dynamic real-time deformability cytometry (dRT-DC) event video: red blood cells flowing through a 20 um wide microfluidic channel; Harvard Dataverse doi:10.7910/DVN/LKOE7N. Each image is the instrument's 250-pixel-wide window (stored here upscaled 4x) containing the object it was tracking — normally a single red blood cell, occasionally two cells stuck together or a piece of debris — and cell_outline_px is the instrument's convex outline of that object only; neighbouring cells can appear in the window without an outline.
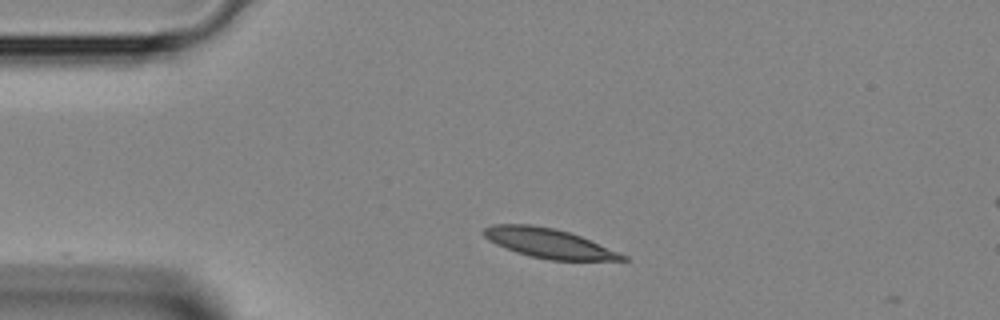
{"species": "Egyptian fruit bat (a non-hibernating species)", "species_latin": "Rousettus aegyptiacus", "temperature_condition": "room temperature", "stored_images_in_passage": 2, "camera_frame_rate_fps": 3000, "um_per_image_px": 0.085, "animal": {"sex": "female"}, "frame": {"image": 1, "passage_image": 1, "time_ms": 0.0, "image_size_px": [1000, 320], "cell_outline_px": [[632, 260], [548, 260], [528, 256], [504, 248], [488, 240], [480, 232], [484, 228], [492, 224], [528, 224], [552, 228], [568, 232], [580, 236], [628, 256]], "centroid_in_image_um": [46.6, 20.68], "position_along_channel_um": 38.4, "area_um2": 23.81}}